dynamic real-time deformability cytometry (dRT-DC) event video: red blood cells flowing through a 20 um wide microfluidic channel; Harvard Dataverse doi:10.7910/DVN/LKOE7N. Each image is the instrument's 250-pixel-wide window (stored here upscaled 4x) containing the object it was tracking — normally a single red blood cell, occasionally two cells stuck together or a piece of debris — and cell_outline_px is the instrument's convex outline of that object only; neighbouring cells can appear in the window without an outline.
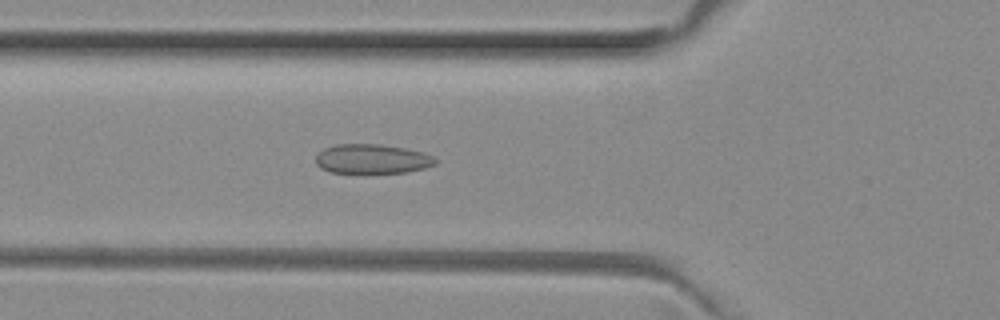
{"species": "common noctule bat (a hibernating species)", "species_latin": "Nyctalus noctula", "temperature_condition": "room temperature", "stored_images_in_passage": 46, "camera_frame_rate_fps": 3000, "um_per_image_px": 0.085, "animal": {"sex": "female", "body_mass_g": 29.2, "forearm_length_mm": 56.3}, "frame": {"image": 1, "passage_image": 13, "time_ms": 4.0, "image_size_px": [1000, 320], "cell_outline_px": [[436, 164], [424, 168], [408, 172], [328, 172], [320, 168], [316, 164], [316, 156], [324, 148], [336, 144], [380, 144], [404, 148], [424, 152], [432, 156], [436, 160]], "centroid_in_image_um": [31.62, 13.5], "position_along_channel_um": 94.2, "area_um2": 20.4}}
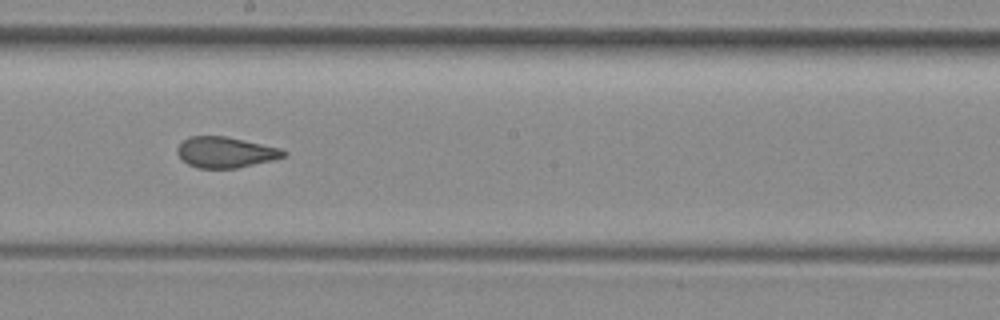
{"frame": {"image": 2, "passage_image": 23, "time_ms": 7.333, "image_size_px": [1000, 320], "cell_outline_px": [[288, 156], [272, 160], [236, 168], [196, 168], [188, 164], [176, 152], [176, 148], [184, 140], [192, 136], [224, 136], [280, 148], [288, 152]], "centroid_in_image_um": [19.18, 12.95], "position_along_channel_um": 229.0, "area_um2": 18.9}}
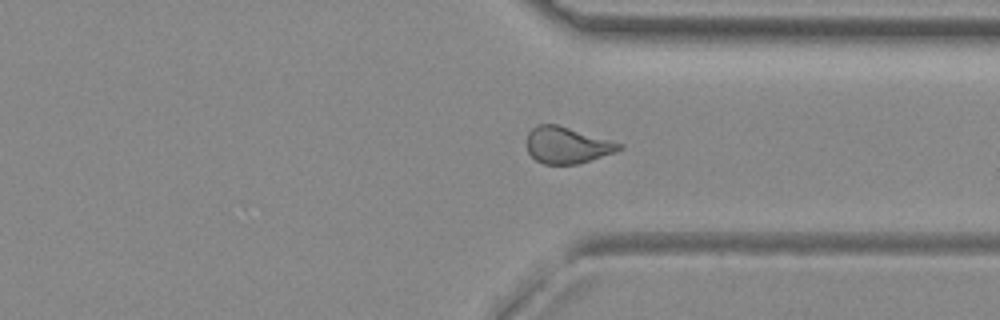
{"frame": {"image": 3, "passage_image": 33, "time_ms": 10.667, "image_size_px": [1000, 320], "cell_outline_px": [[624, 148], [616, 152], [576, 164], [544, 164], [536, 160], [528, 152], [528, 132], [536, 124], [556, 124], [624, 144]], "centroid_in_image_um": [48.21, 12.34], "position_along_channel_um": 363.2, "area_um2": 19.48}, "authors_computed_cell_mechanics": {"area_um2": 19.941, "velocity_mm_per_s": 4.0362, "shape_relaxation_time_tau1_ms": null, "shape_relaxation_time_tau2_ms": 1.2381, "deformation_change_tau1": null, "deformation_change_tau2": 0.0639}}